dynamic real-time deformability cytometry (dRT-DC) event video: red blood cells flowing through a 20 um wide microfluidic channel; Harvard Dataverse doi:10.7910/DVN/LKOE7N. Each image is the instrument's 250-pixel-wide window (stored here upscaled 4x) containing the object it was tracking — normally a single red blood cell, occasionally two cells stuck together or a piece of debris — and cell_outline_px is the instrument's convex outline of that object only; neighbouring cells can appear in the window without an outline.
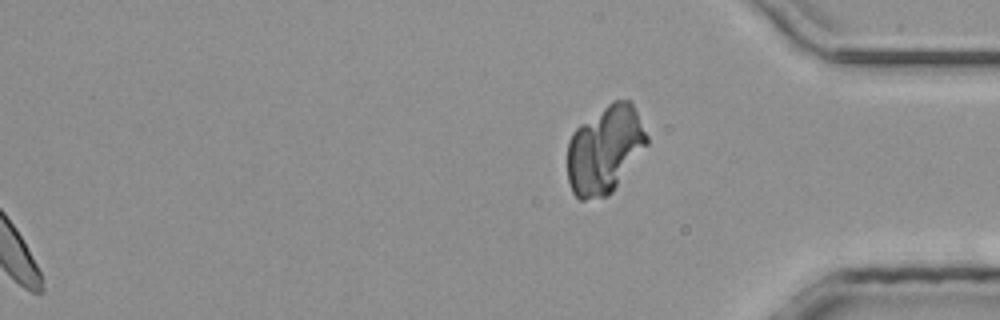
{"species": "common noctule bat (a hibernating species)", "species_latin": "Nyctalus noctula", "temperature_condition": "room temperature", "stored_images_in_passage": 38, "segment_of_instrument_passage": [2, 2], "camera_frame_rate_fps": 3000, "um_per_image_px": 0.085, "animal": {"sex": "male", "body_mass_g": 20.4}, "frame": {"image": 1, "passage_image": 38, "time_ms": 12.333, "image_size_px": [1000, 320], "cell_outline_px": [[648, 144], [612, 192], [608, 196], [584, 200], [580, 200], [572, 192], [568, 180], [568, 140], [572, 132], [580, 124], [612, 100], [628, 100], [632, 104], [648, 136]], "centroid_in_image_um": [51.4, 12.72], "position_along_channel_um": 383.8, "area_um2": 40.52}}